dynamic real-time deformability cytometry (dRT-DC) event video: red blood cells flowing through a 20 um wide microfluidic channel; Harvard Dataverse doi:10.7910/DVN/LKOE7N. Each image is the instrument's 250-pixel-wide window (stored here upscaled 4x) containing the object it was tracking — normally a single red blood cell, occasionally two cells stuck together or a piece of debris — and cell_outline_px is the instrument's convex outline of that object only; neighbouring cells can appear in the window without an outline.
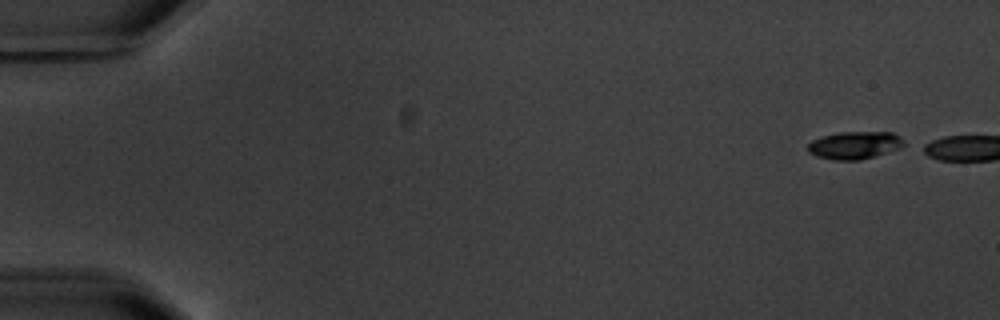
{"species": "common noctule bat (a hibernating species)", "species_latin": "Nyctalus noctula", "temperature_condition": "warm", "stored_images_in_passage": 2, "camera_frame_rate_fps": 3000, "um_per_image_px": 0.085, "animal": {"sex": "male", "body_mass_g": 20.1, "forearm_length_mm": 53.5}, "frame": {"image": 1, "passage_image": 1, "time_ms": 0.0, "image_size_px": [1000, 320], "cell_outline_px": [[908, 144], [900, 148], [876, 156], [860, 160], [832, 160], [816, 156], [808, 152], [808, 144], [812, 140], [820, 136], [840, 132], [892, 132], [900, 136]], "centroid_in_image_um": [72.67, 12.34], "position_along_channel_um": 12.3, "area_um2": 15.72}}